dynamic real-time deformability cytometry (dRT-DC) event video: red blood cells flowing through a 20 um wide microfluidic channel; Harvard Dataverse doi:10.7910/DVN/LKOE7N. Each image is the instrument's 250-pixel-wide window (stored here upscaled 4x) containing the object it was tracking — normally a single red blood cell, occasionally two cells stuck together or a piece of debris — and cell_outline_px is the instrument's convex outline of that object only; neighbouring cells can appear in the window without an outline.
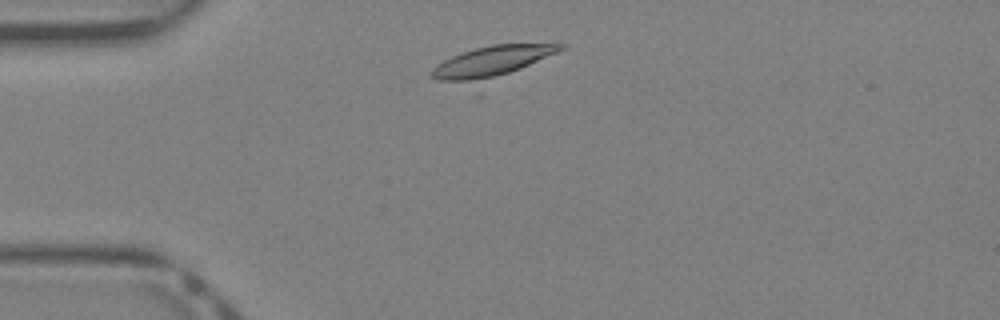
{"species": "Egyptian fruit bat (a non-hibernating species)", "species_latin": "Rousettus aegyptiacus", "temperature_condition": "warm", "stored_images_in_passage": 32, "camera_frame_rate_fps": 3000, "um_per_image_px": 0.085, "animal": {"sex": "female"}, "frame": {"image": 1, "passage_image": 3, "time_ms": 0.667, "image_size_px": [1000, 320], "cell_outline_px": [[564, 48], [556, 52], [520, 68], [508, 72], [480, 80], [436, 80], [428, 76], [428, 72], [436, 64], [452, 56], [476, 48], [492, 44], [556, 40], [564, 44]], "centroid_in_image_um": [41.89, 5.12], "position_along_channel_um": 43.1, "area_um2": 22.83}}
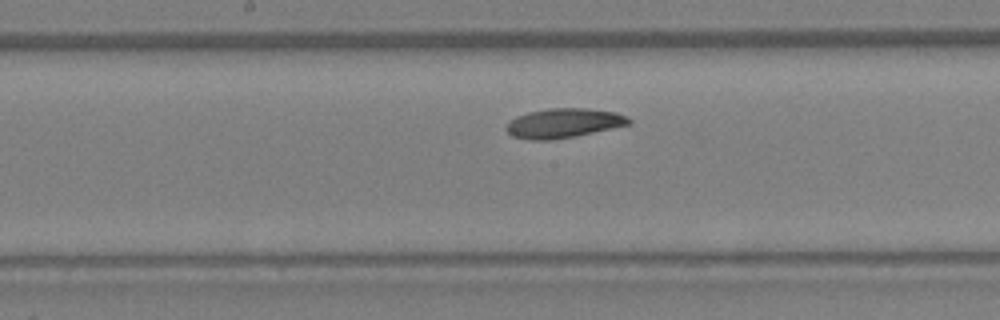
{"frame": {"image": 2, "passage_image": 14, "time_ms": 4.333, "image_size_px": [1000, 320], "cell_outline_px": [[632, 124], [576, 136], [548, 140], [528, 140], [512, 136], [504, 128], [508, 120], [516, 116], [528, 112], [548, 108], [588, 108], [616, 112], [628, 116], [632, 120]], "centroid_in_image_um": [47.9, 10.46], "position_along_channel_um": 200.3, "area_um2": 21.39}}
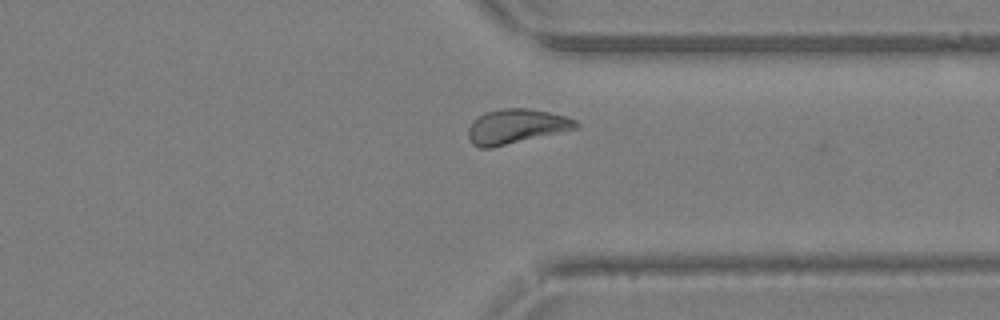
{"frame": {"image": 3, "passage_image": 24, "time_ms": 7.667, "image_size_px": [1000, 320], "cell_outline_px": [[580, 128], [492, 148], [480, 148], [472, 144], [468, 140], [468, 128], [472, 120], [484, 112], [500, 108], [528, 108], [548, 112], [564, 116], [576, 120], [580, 124]], "centroid_in_image_um": [43.85, 10.75], "position_along_channel_um": 367.5, "area_um2": 22.08}}